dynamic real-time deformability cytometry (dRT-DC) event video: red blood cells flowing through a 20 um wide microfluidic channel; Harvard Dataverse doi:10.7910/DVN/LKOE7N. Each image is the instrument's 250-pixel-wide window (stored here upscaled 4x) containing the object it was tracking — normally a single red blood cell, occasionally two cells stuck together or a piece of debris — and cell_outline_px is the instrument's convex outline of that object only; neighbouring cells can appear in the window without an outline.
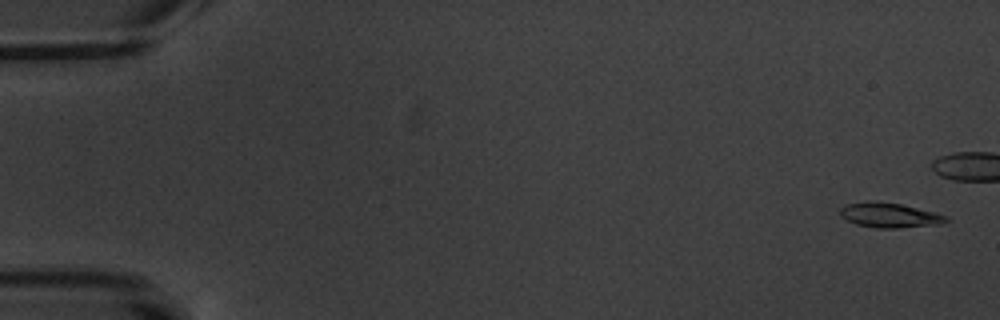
{"species": "common noctule bat (a hibernating species)", "species_latin": "Nyctalus noctula", "temperature_condition": "warm", "stored_images_in_passage": 9, "camera_frame_rate_fps": 3000, "um_per_image_px": 0.085, "animal": {"sex": "male", "body_mass_g": 20.1, "forearm_length_mm": 53.5}, "frame": {"image": 1, "passage_image": 1, "time_ms": 0.0, "image_size_px": [1000, 320], "cell_outline_px": [[948, 220], [940, 224], [896, 228], [876, 228], [856, 224], [840, 216], [840, 208], [848, 204], [868, 200], [876, 200], [900, 204], [948, 216]], "centroid_in_image_um": [75.57, 18.28], "position_along_channel_um": 9.4, "area_um2": 15.2}}
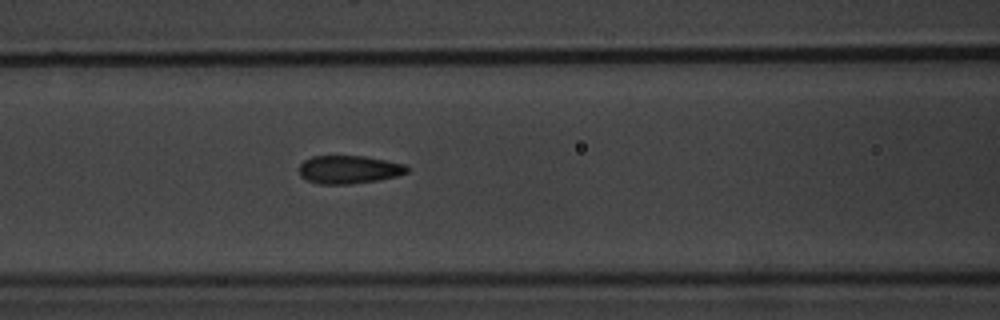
{"frame": {"image": 2, "passage_image": 9, "time_ms": 9.333, "image_size_px": [1000, 320], "cell_outline_px": [[408, 172], [396, 176], [376, 180], [348, 184], [320, 184], [308, 180], [300, 176], [300, 164], [304, 160], [312, 156], [364, 156], [404, 164], [408, 168]], "centroid_in_image_um": [29.63, 14.4], "position_along_channel_um": 137.0, "area_um2": 17.46}}